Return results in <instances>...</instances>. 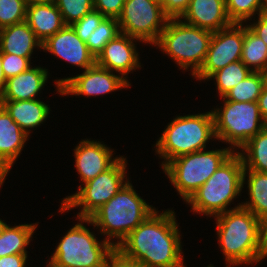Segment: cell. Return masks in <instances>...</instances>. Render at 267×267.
Returning a JSON list of instances; mask_svg holds the SVG:
<instances>
[{
    "mask_svg": "<svg viewBox=\"0 0 267 267\" xmlns=\"http://www.w3.org/2000/svg\"><path fill=\"white\" fill-rule=\"evenodd\" d=\"M158 213L153 212L115 249L142 267H186L174 212L168 209Z\"/></svg>",
    "mask_w": 267,
    "mask_h": 267,
    "instance_id": "cell-1",
    "label": "cell"
},
{
    "mask_svg": "<svg viewBox=\"0 0 267 267\" xmlns=\"http://www.w3.org/2000/svg\"><path fill=\"white\" fill-rule=\"evenodd\" d=\"M219 246L228 264H253L266 257L262 221L238 204L215 216ZM253 262V263H252Z\"/></svg>",
    "mask_w": 267,
    "mask_h": 267,
    "instance_id": "cell-2",
    "label": "cell"
},
{
    "mask_svg": "<svg viewBox=\"0 0 267 267\" xmlns=\"http://www.w3.org/2000/svg\"><path fill=\"white\" fill-rule=\"evenodd\" d=\"M156 209L147 204L128 181L106 204H103L85 222L100 228L107 241L115 247ZM117 242H111V239Z\"/></svg>",
    "mask_w": 267,
    "mask_h": 267,
    "instance_id": "cell-3",
    "label": "cell"
},
{
    "mask_svg": "<svg viewBox=\"0 0 267 267\" xmlns=\"http://www.w3.org/2000/svg\"><path fill=\"white\" fill-rule=\"evenodd\" d=\"M244 166L240 155L233 152L212 176L186 201L193 212L213 216L228 211L227 206L243 188Z\"/></svg>",
    "mask_w": 267,
    "mask_h": 267,
    "instance_id": "cell-4",
    "label": "cell"
},
{
    "mask_svg": "<svg viewBox=\"0 0 267 267\" xmlns=\"http://www.w3.org/2000/svg\"><path fill=\"white\" fill-rule=\"evenodd\" d=\"M216 138L212 111L177 116L169 123L156 143V153L165 159L162 168L172 159L201 151Z\"/></svg>",
    "mask_w": 267,
    "mask_h": 267,
    "instance_id": "cell-5",
    "label": "cell"
},
{
    "mask_svg": "<svg viewBox=\"0 0 267 267\" xmlns=\"http://www.w3.org/2000/svg\"><path fill=\"white\" fill-rule=\"evenodd\" d=\"M213 32L170 18L154 44L163 50L180 68H191L194 76L202 67Z\"/></svg>",
    "mask_w": 267,
    "mask_h": 267,
    "instance_id": "cell-6",
    "label": "cell"
},
{
    "mask_svg": "<svg viewBox=\"0 0 267 267\" xmlns=\"http://www.w3.org/2000/svg\"><path fill=\"white\" fill-rule=\"evenodd\" d=\"M233 152L231 147L192 152L170 160L162 170L186 202Z\"/></svg>",
    "mask_w": 267,
    "mask_h": 267,
    "instance_id": "cell-7",
    "label": "cell"
},
{
    "mask_svg": "<svg viewBox=\"0 0 267 267\" xmlns=\"http://www.w3.org/2000/svg\"><path fill=\"white\" fill-rule=\"evenodd\" d=\"M78 219L80 223L62 237L51 260L64 267H103L115 246L106 238L98 241L94 233L83 225L85 219Z\"/></svg>",
    "mask_w": 267,
    "mask_h": 267,
    "instance_id": "cell-8",
    "label": "cell"
},
{
    "mask_svg": "<svg viewBox=\"0 0 267 267\" xmlns=\"http://www.w3.org/2000/svg\"><path fill=\"white\" fill-rule=\"evenodd\" d=\"M223 100V109L212 110L215 139L225 141L233 150L240 149L267 124L261 116L257 101L234 102L224 98Z\"/></svg>",
    "mask_w": 267,
    "mask_h": 267,
    "instance_id": "cell-9",
    "label": "cell"
},
{
    "mask_svg": "<svg viewBox=\"0 0 267 267\" xmlns=\"http://www.w3.org/2000/svg\"><path fill=\"white\" fill-rule=\"evenodd\" d=\"M126 159L121 156L105 172L100 173L78 187V192L61 202L60 212L82 208L77 218L89 219L103 204H106L129 181L126 179ZM126 179V180H124Z\"/></svg>",
    "mask_w": 267,
    "mask_h": 267,
    "instance_id": "cell-10",
    "label": "cell"
},
{
    "mask_svg": "<svg viewBox=\"0 0 267 267\" xmlns=\"http://www.w3.org/2000/svg\"><path fill=\"white\" fill-rule=\"evenodd\" d=\"M168 19L153 0H126L117 18L121 33L148 44L158 41Z\"/></svg>",
    "mask_w": 267,
    "mask_h": 267,
    "instance_id": "cell-11",
    "label": "cell"
},
{
    "mask_svg": "<svg viewBox=\"0 0 267 267\" xmlns=\"http://www.w3.org/2000/svg\"><path fill=\"white\" fill-rule=\"evenodd\" d=\"M243 41V24L233 23L213 32L205 61L194 77L199 80H209L216 71L232 62L240 61Z\"/></svg>",
    "mask_w": 267,
    "mask_h": 267,
    "instance_id": "cell-12",
    "label": "cell"
},
{
    "mask_svg": "<svg viewBox=\"0 0 267 267\" xmlns=\"http://www.w3.org/2000/svg\"><path fill=\"white\" fill-rule=\"evenodd\" d=\"M60 95L98 96L130 86L126 77L115 75L96 63L75 77L55 80Z\"/></svg>",
    "mask_w": 267,
    "mask_h": 267,
    "instance_id": "cell-13",
    "label": "cell"
},
{
    "mask_svg": "<svg viewBox=\"0 0 267 267\" xmlns=\"http://www.w3.org/2000/svg\"><path fill=\"white\" fill-rule=\"evenodd\" d=\"M41 50H46L54 56L84 70L96 63V58L90 53L86 42L77 36L71 25H65L43 42Z\"/></svg>",
    "mask_w": 267,
    "mask_h": 267,
    "instance_id": "cell-14",
    "label": "cell"
},
{
    "mask_svg": "<svg viewBox=\"0 0 267 267\" xmlns=\"http://www.w3.org/2000/svg\"><path fill=\"white\" fill-rule=\"evenodd\" d=\"M112 149L100 141L82 140L74 149L75 167L83 183L109 169L119 157L113 158Z\"/></svg>",
    "mask_w": 267,
    "mask_h": 267,
    "instance_id": "cell-15",
    "label": "cell"
},
{
    "mask_svg": "<svg viewBox=\"0 0 267 267\" xmlns=\"http://www.w3.org/2000/svg\"><path fill=\"white\" fill-rule=\"evenodd\" d=\"M135 39L123 33L118 34L104 46L96 58V64L107 70L118 72L123 77L140 68V59L134 44Z\"/></svg>",
    "mask_w": 267,
    "mask_h": 267,
    "instance_id": "cell-16",
    "label": "cell"
},
{
    "mask_svg": "<svg viewBox=\"0 0 267 267\" xmlns=\"http://www.w3.org/2000/svg\"><path fill=\"white\" fill-rule=\"evenodd\" d=\"M182 18L187 24L211 32L233 24L228 17L225 0H191Z\"/></svg>",
    "mask_w": 267,
    "mask_h": 267,
    "instance_id": "cell-17",
    "label": "cell"
},
{
    "mask_svg": "<svg viewBox=\"0 0 267 267\" xmlns=\"http://www.w3.org/2000/svg\"><path fill=\"white\" fill-rule=\"evenodd\" d=\"M48 71L42 67H30L16 76L7 79L0 100L22 101L37 99L36 95L47 83Z\"/></svg>",
    "mask_w": 267,
    "mask_h": 267,
    "instance_id": "cell-18",
    "label": "cell"
},
{
    "mask_svg": "<svg viewBox=\"0 0 267 267\" xmlns=\"http://www.w3.org/2000/svg\"><path fill=\"white\" fill-rule=\"evenodd\" d=\"M28 137L0 104V163L8 171L20 155Z\"/></svg>",
    "mask_w": 267,
    "mask_h": 267,
    "instance_id": "cell-19",
    "label": "cell"
},
{
    "mask_svg": "<svg viewBox=\"0 0 267 267\" xmlns=\"http://www.w3.org/2000/svg\"><path fill=\"white\" fill-rule=\"evenodd\" d=\"M25 21L41 43L65 26L55 2L28 5Z\"/></svg>",
    "mask_w": 267,
    "mask_h": 267,
    "instance_id": "cell-20",
    "label": "cell"
},
{
    "mask_svg": "<svg viewBox=\"0 0 267 267\" xmlns=\"http://www.w3.org/2000/svg\"><path fill=\"white\" fill-rule=\"evenodd\" d=\"M42 49L26 21L0 29V51L20 57H31L34 48Z\"/></svg>",
    "mask_w": 267,
    "mask_h": 267,
    "instance_id": "cell-21",
    "label": "cell"
},
{
    "mask_svg": "<svg viewBox=\"0 0 267 267\" xmlns=\"http://www.w3.org/2000/svg\"><path fill=\"white\" fill-rule=\"evenodd\" d=\"M0 104L28 135L31 132V128L38 127L50 114V107L38 99L22 101L0 100Z\"/></svg>",
    "mask_w": 267,
    "mask_h": 267,
    "instance_id": "cell-22",
    "label": "cell"
},
{
    "mask_svg": "<svg viewBox=\"0 0 267 267\" xmlns=\"http://www.w3.org/2000/svg\"><path fill=\"white\" fill-rule=\"evenodd\" d=\"M249 171V172H248ZM248 174V175H247ZM248 176L249 201L242 204V207L250 210L261 221L267 218V173L253 170H244L243 186Z\"/></svg>",
    "mask_w": 267,
    "mask_h": 267,
    "instance_id": "cell-23",
    "label": "cell"
},
{
    "mask_svg": "<svg viewBox=\"0 0 267 267\" xmlns=\"http://www.w3.org/2000/svg\"><path fill=\"white\" fill-rule=\"evenodd\" d=\"M240 149L242 153L240 151L238 154L242 159L244 170L267 173V126L251 137Z\"/></svg>",
    "mask_w": 267,
    "mask_h": 267,
    "instance_id": "cell-24",
    "label": "cell"
},
{
    "mask_svg": "<svg viewBox=\"0 0 267 267\" xmlns=\"http://www.w3.org/2000/svg\"><path fill=\"white\" fill-rule=\"evenodd\" d=\"M35 224L7 225L0 236V257L12 254H27L26 247L37 228Z\"/></svg>",
    "mask_w": 267,
    "mask_h": 267,
    "instance_id": "cell-25",
    "label": "cell"
},
{
    "mask_svg": "<svg viewBox=\"0 0 267 267\" xmlns=\"http://www.w3.org/2000/svg\"><path fill=\"white\" fill-rule=\"evenodd\" d=\"M241 61L252 71L265 73L267 70V45L244 26V41Z\"/></svg>",
    "mask_w": 267,
    "mask_h": 267,
    "instance_id": "cell-26",
    "label": "cell"
},
{
    "mask_svg": "<svg viewBox=\"0 0 267 267\" xmlns=\"http://www.w3.org/2000/svg\"><path fill=\"white\" fill-rule=\"evenodd\" d=\"M266 83L265 73L251 72L243 81H240L223 97L234 102H255Z\"/></svg>",
    "mask_w": 267,
    "mask_h": 267,
    "instance_id": "cell-27",
    "label": "cell"
},
{
    "mask_svg": "<svg viewBox=\"0 0 267 267\" xmlns=\"http://www.w3.org/2000/svg\"><path fill=\"white\" fill-rule=\"evenodd\" d=\"M252 71L240 60L226 65L213 73L209 79L216 80L218 94L222 99L235 85L243 81Z\"/></svg>",
    "mask_w": 267,
    "mask_h": 267,
    "instance_id": "cell-28",
    "label": "cell"
},
{
    "mask_svg": "<svg viewBox=\"0 0 267 267\" xmlns=\"http://www.w3.org/2000/svg\"><path fill=\"white\" fill-rule=\"evenodd\" d=\"M120 33L118 20L112 17H105L94 32L90 34L86 45L90 53L97 58L104 46Z\"/></svg>",
    "mask_w": 267,
    "mask_h": 267,
    "instance_id": "cell-29",
    "label": "cell"
},
{
    "mask_svg": "<svg viewBox=\"0 0 267 267\" xmlns=\"http://www.w3.org/2000/svg\"><path fill=\"white\" fill-rule=\"evenodd\" d=\"M225 3L230 21L237 24L250 21L253 15L266 11L261 0H225Z\"/></svg>",
    "mask_w": 267,
    "mask_h": 267,
    "instance_id": "cell-30",
    "label": "cell"
},
{
    "mask_svg": "<svg viewBox=\"0 0 267 267\" xmlns=\"http://www.w3.org/2000/svg\"><path fill=\"white\" fill-rule=\"evenodd\" d=\"M65 25H72L94 10L93 0H55Z\"/></svg>",
    "mask_w": 267,
    "mask_h": 267,
    "instance_id": "cell-31",
    "label": "cell"
},
{
    "mask_svg": "<svg viewBox=\"0 0 267 267\" xmlns=\"http://www.w3.org/2000/svg\"><path fill=\"white\" fill-rule=\"evenodd\" d=\"M25 0H0V29L26 19Z\"/></svg>",
    "mask_w": 267,
    "mask_h": 267,
    "instance_id": "cell-32",
    "label": "cell"
},
{
    "mask_svg": "<svg viewBox=\"0 0 267 267\" xmlns=\"http://www.w3.org/2000/svg\"><path fill=\"white\" fill-rule=\"evenodd\" d=\"M105 18L99 11L92 10L85 14L79 21L73 23L71 26L75 30L77 36L84 42L88 40L90 34L99 26L101 21Z\"/></svg>",
    "mask_w": 267,
    "mask_h": 267,
    "instance_id": "cell-33",
    "label": "cell"
},
{
    "mask_svg": "<svg viewBox=\"0 0 267 267\" xmlns=\"http://www.w3.org/2000/svg\"><path fill=\"white\" fill-rule=\"evenodd\" d=\"M30 57L2 53V69L6 79L16 76L32 67Z\"/></svg>",
    "mask_w": 267,
    "mask_h": 267,
    "instance_id": "cell-34",
    "label": "cell"
},
{
    "mask_svg": "<svg viewBox=\"0 0 267 267\" xmlns=\"http://www.w3.org/2000/svg\"><path fill=\"white\" fill-rule=\"evenodd\" d=\"M94 10L99 11L105 17L118 18L123 10L126 0H93Z\"/></svg>",
    "mask_w": 267,
    "mask_h": 267,
    "instance_id": "cell-35",
    "label": "cell"
},
{
    "mask_svg": "<svg viewBox=\"0 0 267 267\" xmlns=\"http://www.w3.org/2000/svg\"><path fill=\"white\" fill-rule=\"evenodd\" d=\"M191 0H161L164 14L170 18H180Z\"/></svg>",
    "mask_w": 267,
    "mask_h": 267,
    "instance_id": "cell-36",
    "label": "cell"
},
{
    "mask_svg": "<svg viewBox=\"0 0 267 267\" xmlns=\"http://www.w3.org/2000/svg\"><path fill=\"white\" fill-rule=\"evenodd\" d=\"M103 267H142L138 262L123 257L116 249L107 258Z\"/></svg>",
    "mask_w": 267,
    "mask_h": 267,
    "instance_id": "cell-37",
    "label": "cell"
},
{
    "mask_svg": "<svg viewBox=\"0 0 267 267\" xmlns=\"http://www.w3.org/2000/svg\"><path fill=\"white\" fill-rule=\"evenodd\" d=\"M247 27L267 45V11L258 14L257 22L249 24Z\"/></svg>",
    "mask_w": 267,
    "mask_h": 267,
    "instance_id": "cell-38",
    "label": "cell"
},
{
    "mask_svg": "<svg viewBox=\"0 0 267 267\" xmlns=\"http://www.w3.org/2000/svg\"><path fill=\"white\" fill-rule=\"evenodd\" d=\"M27 254H12L0 257V267H26Z\"/></svg>",
    "mask_w": 267,
    "mask_h": 267,
    "instance_id": "cell-39",
    "label": "cell"
},
{
    "mask_svg": "<svg viewBox=\"0 0 267 267\" xmlns=\"http://www.w3.org/2000/svg\"><path fill=\"white\" fill-rule=\"evenodd\" d=\"M257 102L261 116L267 124V83H265V85L263 86Z\"/></svg>",
    "mask_w": 267,
    "mask_h": 267,
    "instance_id": "cell-40",
    "label": "cell"
},
{
    "mask_svg": "<svg viewBox=\"0 0 267 267\" xmlns=\"http://www.w3.org/2000/svg\"><path fill=\"white\" fill-rule=\"evenodd\" d=\"M7 79L2 69V52L0 51V94L4 91Z\"/></svg>",
    "mask_w": 267,
    "mask_h": 267,
    "instance_id": "cell-41",
    "label": "cell"
},
{
    "mask_svg": "<svg viewBox=\"0 0 267 267\" xmlns=\"http://www.w3.org/2000/svg\"><path fill=\"white\" fill-rule=\"evenodd\" d=\"M262 229H263V245L267 258V218L262 221Z\"/></svg>",
    "mask_w": 267,
    "mask_h": 267,
    "instance_id": "cell-42",
    "label": "cell"
},
{
    "mask_svg": "<svg viewBox=\"0 0 267 267\" xmlns=\"http://www.w3.org/2000/svg\"><path fill=\"white\" fill-rule=\"evenodd\" d=\"M8 172L9 171L5 169L0 163V187L2 186L4 180L6 179L5 177L7 176Z\"/></svg>",
    "mask_w": 267,
    "mask_h": 267,
    "instance_id": "cell-43",
    "label": "cell"
},
{
    "mask_svg": "<svg viewBox=\"0 0 267 267\" xmlns=\"http://www.w3.org/2000/svg\"><path fill=\"white\" fill-rule=\"evenodd\" d=\"M27 6L31 4H43V3H52L55 0H25Z\"/></svg>",
    "mask_w": 267,
    "mask_h": 267,
    "instance_id": "cell-44",
    "label": "cell"
},
{
    "mask_svg": "<svg viewBox=\"0 0 267 267\" xmlns=\"http://www.w3.org/2000/svg\"><path fill=\"white\" fill-rule=\"evenodd\" d=\"M6 227H7L6 222H4V221H2L0 219V236L3 234V232H4V230H5Z\"/></svg>",
    "mask_w": 267,
    "mask_h": 267,
    "instance_id": "cell-45",
    "label": "cell"
},
{
    "mask_svg": "<svg viewBox=\"0 0 267 267\" xmlns=\"http://www.w3.org/2000/svg\"><path fill=\"white\" fill-rule=\"evenodd\" d=\"M50 261H48V265L47 267H64V266H61V265H58L55 261L49 259Z\"/></svg>",
    "mask_w": 267,
    "mask_h": 267,
    "instance_id": "cell-46",
    "label": "cell"
},
{
    "mask_svg": "<svg viewBox=\"0 0 267 267\" xmlns=\"http://www.w3.org/2000/svg\"><path fill=\"white\" fill-rule=\"evenodd\" d=\"M262 7L267 11V0H261Z\"/></svg>",
    "mask_w": 267,
    "mask_h": 267,
    "instance_id": "cell-47",
    "label": "cell"
},
{
    "mask_svg": "<svg viewBox=\"0 0 267 267\" xmlns=\"http://www.w3.org/2000/svg\"><path fill=\"white\" fill-rule=\"evenodd\" d=\"M153 1H156V2H158L159 4H161V0H153Z\"/></svg>",
    "mask_w": 267,
    "mask_h": 267,
    "instance_id": "cell-48",
    "label": "cell"
},
{
    "mask_svg": "<svg viewBox=\"0 0 267 267\" xmlns=\"http://www.w3.org/2000/svg\"><path fill=\"white\" fill-rule=\"evenodd\" d=\"M265 76H266V83H267V70H266V72H265Z\"/></svg>",
    "mask_w": 267,
    "mask_h": 267,
    "instance_id": "cell-49",
    "label": "cell"
}]
</instances>
